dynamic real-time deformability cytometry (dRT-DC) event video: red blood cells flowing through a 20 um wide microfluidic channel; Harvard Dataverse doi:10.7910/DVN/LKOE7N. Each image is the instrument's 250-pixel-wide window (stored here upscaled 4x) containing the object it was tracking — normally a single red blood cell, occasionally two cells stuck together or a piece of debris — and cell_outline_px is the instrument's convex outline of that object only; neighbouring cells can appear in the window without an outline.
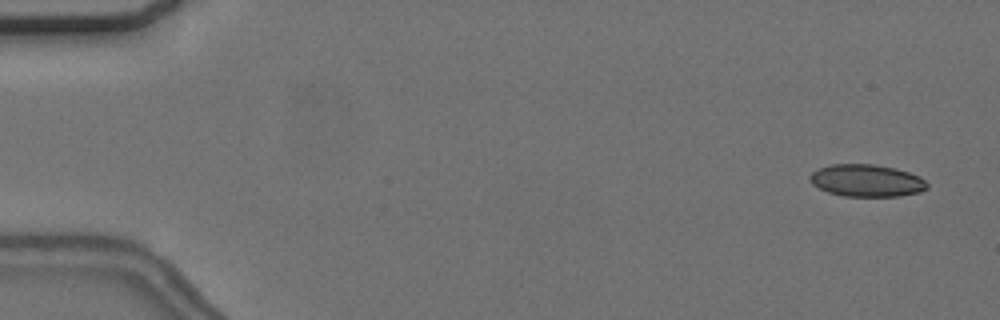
{"species": "common noctule bat (a hibernating species)", "species_latin": "Nyctalus noctula", "temperature_condition": "cold", "stored_images_in_passage": 56, "camera_frame_rate_fps": 3000, "um_per_image_px": 0.085, "animal": {"sex": "female", "body_mass_g": 24.6, "forearm_length_mm": 56.2}, "frame": {"image": 1, "passage_image": 3, "time_ms": 0.667, "image_size_px": [1000, 320], "cell_outline_px": [[928, 188], [920, 192], [900, 196], [844, 196], [828, 192], [812, 184], [808, 176], [812, 172], [820, 168], [832, 164], [876, 164], [896, 168], [920, 176], [928, 184]], "centroid_in_image_um": [73.68, 15.34], "position_along_channel_um": 11.3, "area_um2": 22.08}}
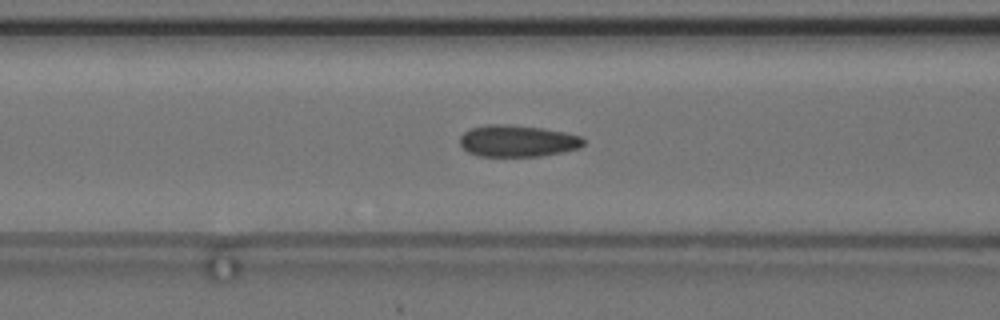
{"frame": {"image": 2, "passage_image": 23, "time_ms": 7.333, "image_size_px": [1000, 320], "cell_outline_px": [[584, 144], [580, 148], [564, 152], [540, 156], [476, 156], [468, 152], [460, 144], [460, 136], [464, 132], [472, 128], [488, 124], [508, 124], [540, 128], [564, 132], [580, 136], [584, 140]], "centroid_in_image_um": [43.98, 11.99], "position_along_channel_um": 122.6, "area_um2": 22.83}}
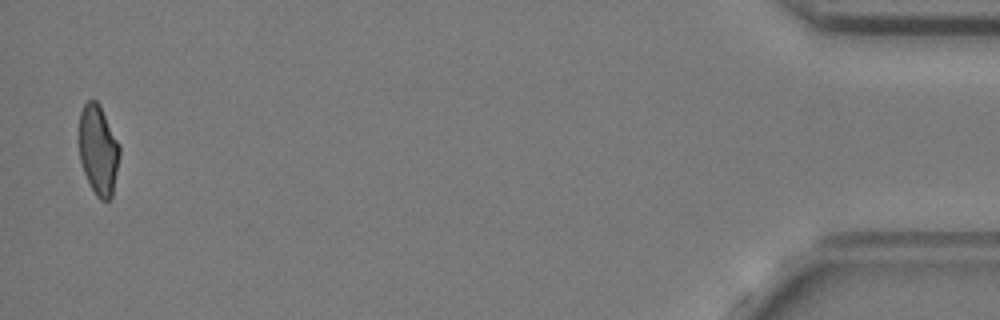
{"frame": {"image": 3, "passage_image": 55, "time_ms": 18.0, "image_size_px": [1000, 320], "cell_outline_px": [[120, 156], [112, 196], [108, 200], [100, 200], [96, 196], [84, 172], [80, 160], [80, 112], [84, 104], [88, 100], [96, 100], [100, 104], [120, 144]], "centroid_in_image_um": [8.38, 12.73], "position_along_channel_um": 426.8, "area_um2": 21.21}, "authors_computed_cell_mechanics": {"area_um2": 22.5998, "velocity_mm_per_s": 3.6907, "shape_relaxation_time_tau1_ms": 7.4075, "shape_relaxation_time_tau2_ms": 1.1141, "deformation_change_tau1": 0.1606, "deformation_change_tau2": 0.0758}}